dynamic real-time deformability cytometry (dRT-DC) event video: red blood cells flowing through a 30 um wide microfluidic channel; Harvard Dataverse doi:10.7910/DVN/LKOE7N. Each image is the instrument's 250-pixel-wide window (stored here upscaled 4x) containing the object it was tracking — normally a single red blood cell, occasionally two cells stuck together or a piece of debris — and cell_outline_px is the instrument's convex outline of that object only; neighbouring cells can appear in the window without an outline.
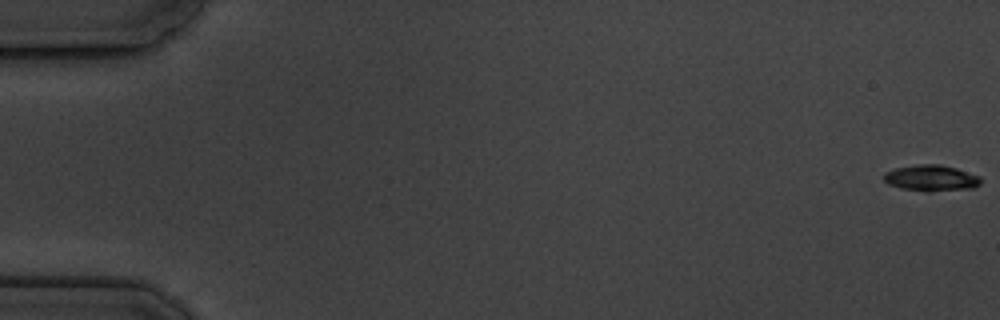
{"species": "common noctule bat (a hibernating species)", "species_latin": "Nyctalus noctula", "temperature_condition": "cold", "stored_images_in_passage": 6, "camera_frame_rate_fps": 3000, "um_per_image_px": 0.085, "animal": {"sex": "male", "body_mass_g": 19.5, "forearm_length_mm": 54.6}, "frame": {"image": 1, "passage_image": 1, "time_ms": 0.0, "image_size_px": [1000, 320], "cell_outline_px": [[980, 184], [972, 188], [928, 192], [900, 188], [888, 184], [884, 180], [884, 172], [896, 168], [916, 164], [940, 164], [956, 168], [980, 176]], "centroid_in_image_um": [79.13, 15.13], "position_along_channel_um": 5.9, "area_um2": 14.8}}